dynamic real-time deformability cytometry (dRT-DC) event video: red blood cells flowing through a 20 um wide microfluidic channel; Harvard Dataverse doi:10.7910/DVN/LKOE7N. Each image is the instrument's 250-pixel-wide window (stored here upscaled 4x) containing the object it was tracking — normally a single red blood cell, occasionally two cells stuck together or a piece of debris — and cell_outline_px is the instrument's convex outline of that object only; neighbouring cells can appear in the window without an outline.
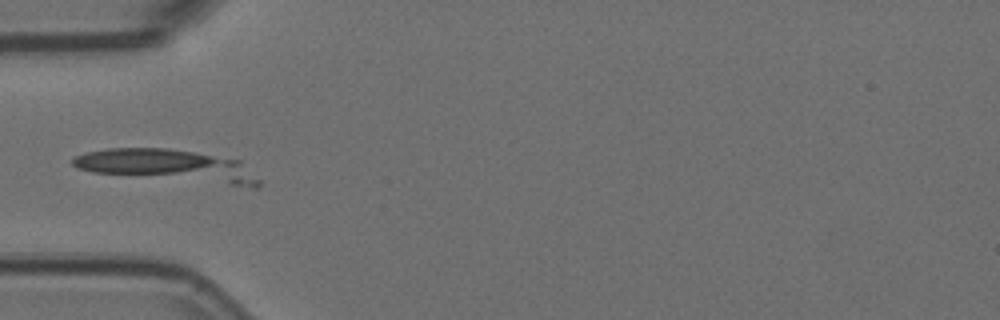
{"species": "Egyptian fruit bat (a non-hibernating species)", "species_latin": "Rousettus aegyptiacus", "temperature_condition": "room temperature", "stored_images_in_passage": 40, "camera_frame_rate_fps": 3000, "um_per_image_px": 0.085, "animal": {"sex": "female"}, "frame": {"image": 1, "passage_image": 12, "time_ms": 3.667, "image_size_px": [1000, 320], "cell_outline_px": [[260, 188], [252, 188], [92, 172], [76, 168], [72, 164], [72, 156], [84, 152], [108, 148], [168, 148], [196, 152], [240, 160], [260, 180]], "centroid_in_image_um": [14.28, 14.1], "position_along_channel_um": 70.7, "area_um2": 35.37}}
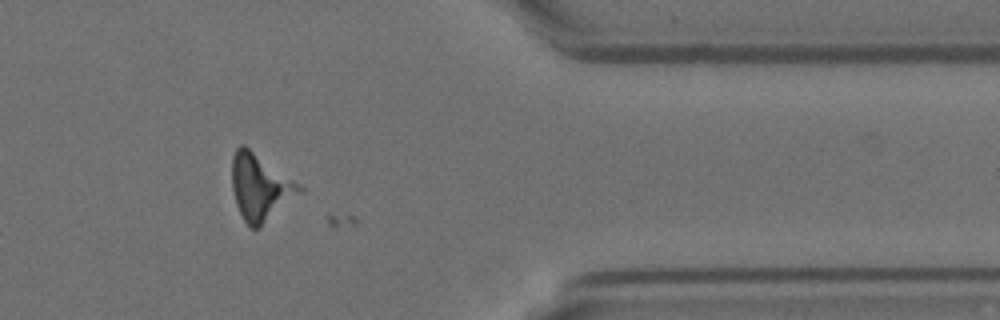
{"frame": {"image": 2, "passage_image": 39, "time_ms": 12.667, "image_size_px": [1000, 320], "cell_outline_px": [[304, 188], [300, 192], [260, 228], [252, 228], [244, 220], [236, 204], [232, 188], [232, 156], [236, 148], [240, 144], [244, 144], [300, 184]], "centroid_in_image_um": [22.08, 15.89], "position_along_channel_um": 389.3, "area_um2": 25.72}}